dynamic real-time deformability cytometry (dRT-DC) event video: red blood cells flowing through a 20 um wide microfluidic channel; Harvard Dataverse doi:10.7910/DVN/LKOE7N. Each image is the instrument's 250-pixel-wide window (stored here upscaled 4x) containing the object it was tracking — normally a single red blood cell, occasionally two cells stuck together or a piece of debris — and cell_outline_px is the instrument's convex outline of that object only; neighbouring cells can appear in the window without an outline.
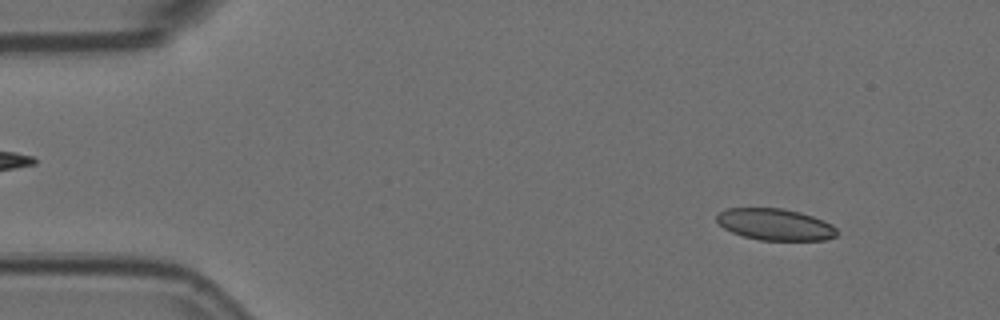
{"species": "Egyptian fruit bat (a non-hibernating species)", "species_latin": "Rousettus aegyptiacus", "temperature_condition": "room temperature", "stored_images_in_passage": 6, "camera_frame_rate_fps": 3000, "um_per_image_px": 0.085, "animal": {"sex": "female"}, "frame": {"image": 1, "passage_image": 1, "time_ms": 0.0, "image_size_px": [1000, 320], "cell_outline_px": [[836, 236], [824, 240], [760, 240], [744, 236], [732, 232], [724, 228], [716, 220], [716, 216], [720, 212], [728, 208], [784, 208], [800, 212], [824, 220], [832, 224], [836, 228]], "centroid_in_image_um": [65.9, 19.07], "position_along_channel_um": 19.1, "area_um2": 22.08}}
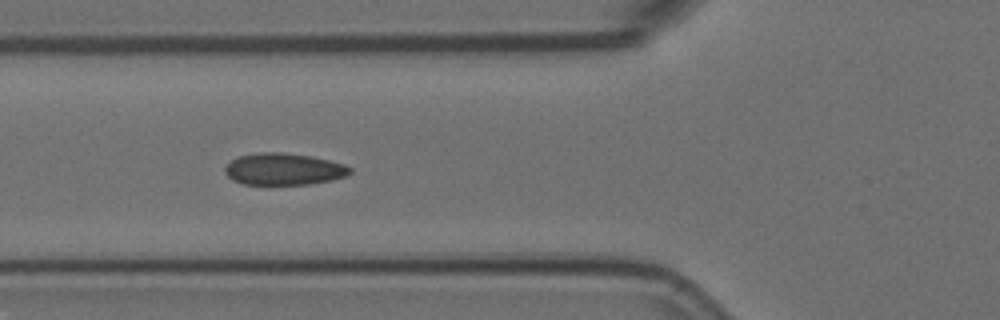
{"frame": {"image": 2, "passage_image": 5, "time_ms": 1.333, "image_size_px": [1000, 320], "cell_outline_px": [[352, 172], [344, 176], [332, 180], [308, 184], [244, 184], [232, 180], [224, 172], [224, 168], [232, 160], [240, 156], [260, 152], [280, 152], [312, 156], [344, 164], [352, 168]], "centroid_in_image_um": [24.12, 14.37], "position_along_channel_um": 101.7, "area_um2": 23.06}}
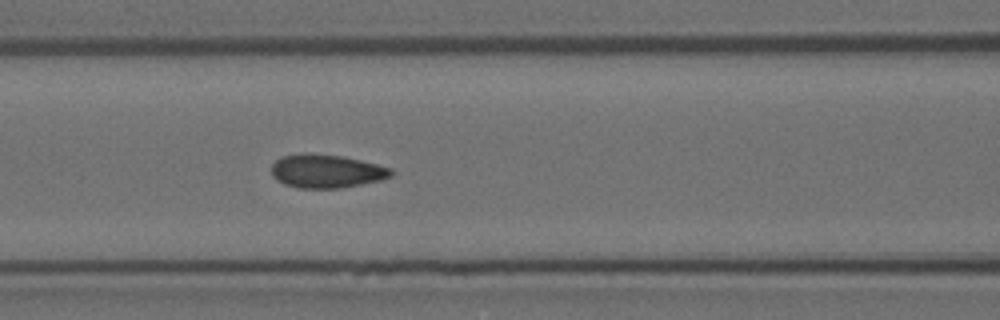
{"frame": {"image": 3, "passage_image": 6, "time_ms": 1.667, "image_size_px": [1000, 320], "cell_outline_px": [[392, 176], [380, 180], [340, 188], [300, 188], [284, 184], [276, 180], [272, 176], [272, 164], [276, 160], [284, 156], [344, 156], [392, 168]], "centroid_in_image_um": [27.78, 14.59], "position_along_channel_um": 138.8, "area_um2": 22.48}}